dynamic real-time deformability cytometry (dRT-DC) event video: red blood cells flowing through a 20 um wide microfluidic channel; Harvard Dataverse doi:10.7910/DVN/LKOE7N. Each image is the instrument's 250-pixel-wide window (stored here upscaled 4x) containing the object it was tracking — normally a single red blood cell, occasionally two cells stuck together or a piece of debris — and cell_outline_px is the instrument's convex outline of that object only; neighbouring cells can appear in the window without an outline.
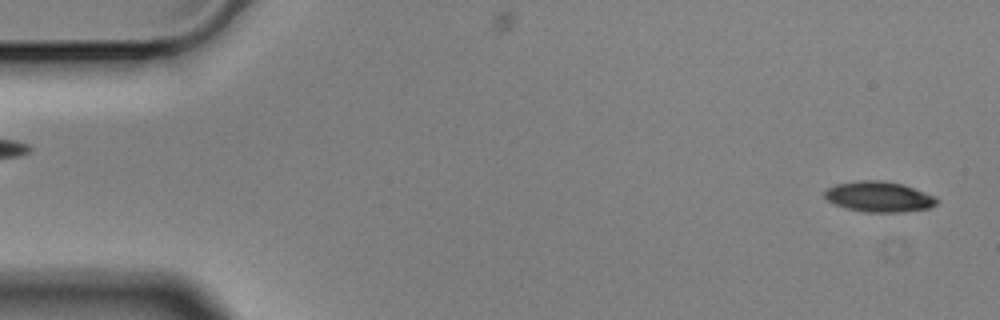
{"species": "Egyptian fruit bat (a non-hibernating species)", "species_latin": "Rousettus aegyptiacus", "temperature_condition": "cold", "stored_images_in_passage": 5, "segment_of_instrument_passage": [2, 2], "camera_frame_rate_fps": 3000, "um_per_image_px": 0.085, "animal": {"sex": "male"}, "frame": {"image": 1, "passage_image": 5, "time_ms": 1.333, "image_size_px": [1000, 320], "cell_outline_px": [[940, 200], [936, 204], [928, 208], [904, 212], [864, 212], [848, 208], [836, 204], [828, 200], [824, 196], [824, 192], [828, 188], [836, 184], [860, 180], [884, 180], [904, 184], [936, 196]], "centroid_in_image_um": [74.76, 16.71], "position_along_channel_um": 10.2, "area_um2": 20.0}}